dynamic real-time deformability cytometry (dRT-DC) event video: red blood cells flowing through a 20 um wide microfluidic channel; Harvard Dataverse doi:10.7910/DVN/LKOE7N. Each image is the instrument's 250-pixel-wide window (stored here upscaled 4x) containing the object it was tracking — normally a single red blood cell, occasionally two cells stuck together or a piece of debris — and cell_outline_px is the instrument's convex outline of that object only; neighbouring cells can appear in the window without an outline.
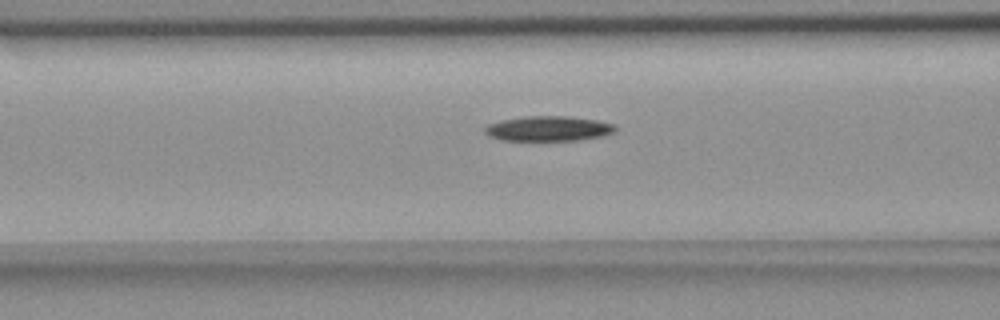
{"species": "common noctule bat (a hibernating species)", "species_latin": "Nyctalus noctula", "temperature_condition": "room temperature", "stored_images_in_passage": 32, "camera_frame_rate_fps": 3000, "um_per_image_px": 0.085, "animal": {"sex": "female", "body_mass_g": 18.4}, "frame": {"image": 1, "passage_image": 9, "time_ms": 2.667, "image_size_px": [1000, 320], "cell_outline_px": [[616, 132], [604, 136], [576, 140], [500, 140], [488, 136], [484, 132], [484, 128], [488, 124], [500, 120], [524, 116], [568, 116], [596, 120], [616, 124]], "centroid_in_image_um": [46.62, 10.92], "position_along_channel_um": 120.0, "area_um2": 19.19}}
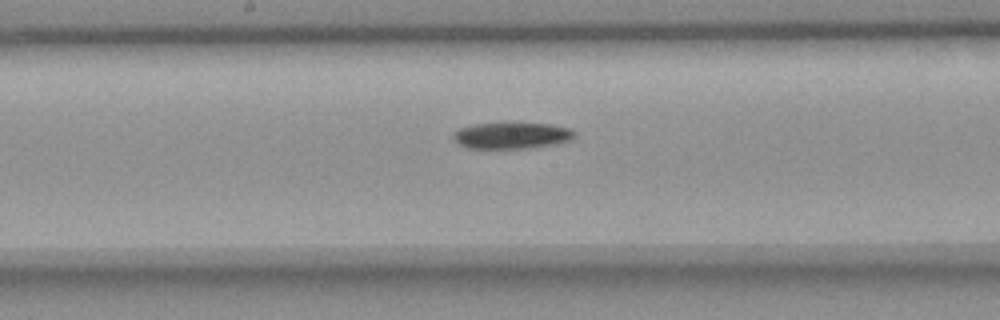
{"frame": {"image": 2, "passage_image": 16, "time_ms": 5.0, "image_size_px": [1000, 320], "cell_outline_px": [[576, 136], [572, 140], [556, 144], [532, 148], [468, 148], [452, 140], [452, 132], [460, 128], [472, 124], [548, 124], [568, 128], [576, 132]], "centroid_in_image_um": [43.49, 11.54], "position_along_channel_um": 204.7, "area_um2": 18.55}}
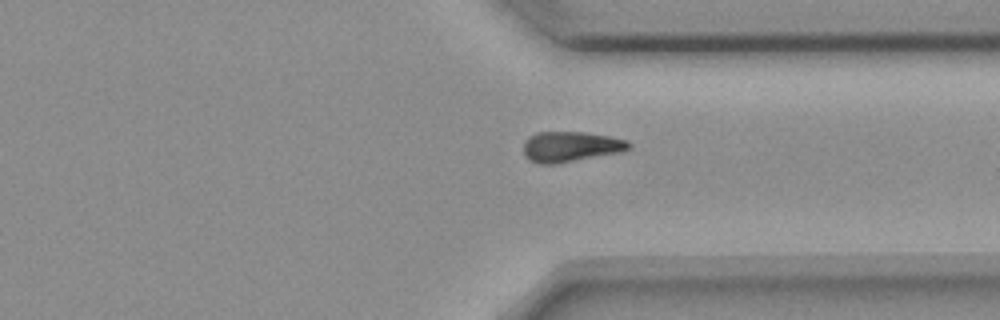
{"frame": {"image": 3, "passage_image": 29, "time_ms": 9.333, "image_size_px": [1000, 320], "cell_outline_px": [[632, 148], [620, 152], [552, 164], [540, 164], [532, 160], [524, 152], [524, 140], [528, 136], [536, 132], [584, 132], [608, 136], [628, 140], [632, 144]], "centroid_in_image_um": [48.53, 12.44], "position_along_channel_um": 362.9, "area_um2": 18.44}}